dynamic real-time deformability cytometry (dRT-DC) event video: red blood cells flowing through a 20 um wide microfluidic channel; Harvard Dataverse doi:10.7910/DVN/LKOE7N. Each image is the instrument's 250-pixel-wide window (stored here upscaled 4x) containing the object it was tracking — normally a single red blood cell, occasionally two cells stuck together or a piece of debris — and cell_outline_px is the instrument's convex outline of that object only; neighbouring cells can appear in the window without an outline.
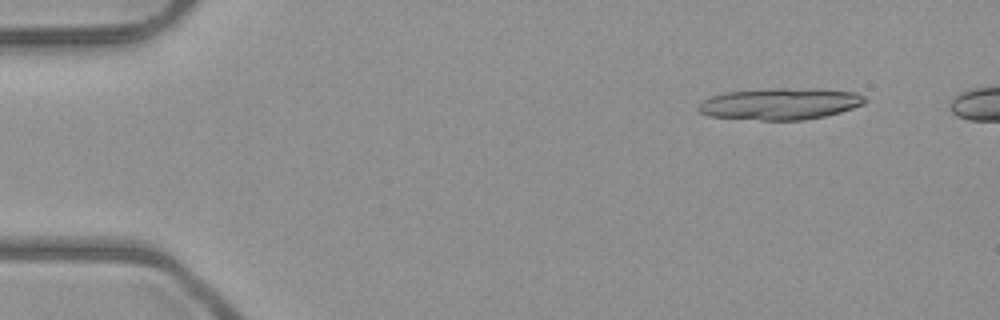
{"species": "common noctule bat (a hibernating species)", "species_latin": "Nyctalus noctula", "temperature_condition": "room temperature", "stored_images_in_passage": 4, "camera_frame_rate_fps": 3000, "um_per_image_px": 0.085, "animal": {"sex": "male", "body_mass_g": 23.1, "forearm_length_mm": 52.7}, "frame": {"image": 1, "passage_image": 1, "time_ms": 0.0, "image_size_px": [1000, 320], "cell_outline_px": [[868, 100], [864, 104], [840, 112], [824, 116], [804, 120], [760, 120], [708, 116], [700, 112], [696, 108], [704, 100], [712, 96], [724, 92], [780, 88], [784, 88], [856, 92], [864, 96]], "centroid_in_image_um": [66.29, 8.84], "position_along_channel_um": 18.7, "area_um2": 30.29}}